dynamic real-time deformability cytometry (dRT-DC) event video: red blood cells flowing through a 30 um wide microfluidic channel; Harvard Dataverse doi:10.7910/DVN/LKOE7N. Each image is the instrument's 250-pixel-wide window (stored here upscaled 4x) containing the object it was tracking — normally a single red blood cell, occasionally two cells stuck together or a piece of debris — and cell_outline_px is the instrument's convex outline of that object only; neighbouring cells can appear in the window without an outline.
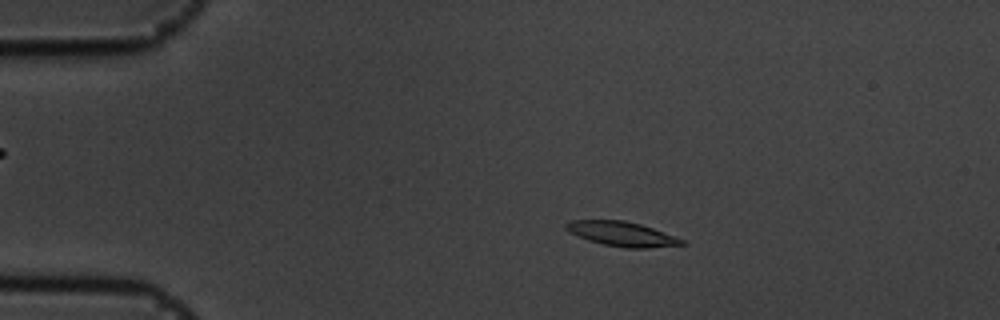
{"species": "common noctule bat (a hibernating species)", "species_latin": "Nyctalus noctula", "temperature_condition": "cold", "stored_images_in_passage": 57, "camera_frame_rate_fps": 3000, "um_per_image_px": 0.085, "animal": {"sex": "male", "body_mass_g": 19.5, "forearm_length_mm": 54.6}, "frame": {"image": 1, "passage_image": 11, "time_ms": 3.333, "image_size_px": [1000, 320], "cell_outline_px": [[688, 244], [648, 248], [624, 248], [604, 244], [588, 240], [568, 232], [564, 228], [564, 224], [572, 220], [624, 220], [640, 224], [676, 236], [684, 240]], "centroid_in_image_um": [52.86, 19.88], "position_along_channel_um": 32.1, "area_um2": 16.65}}
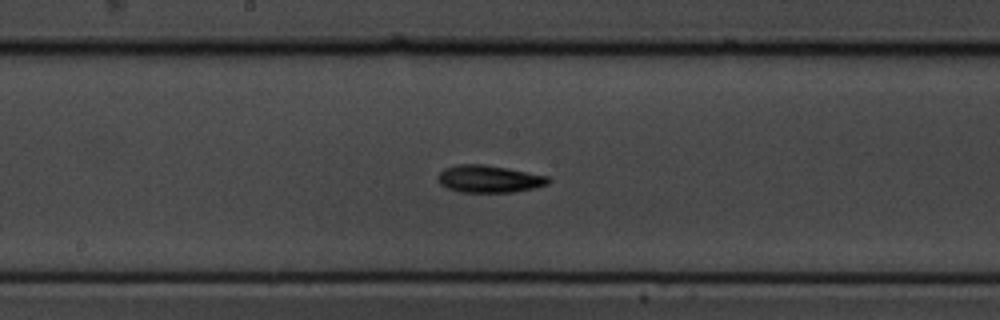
{"frame": {"image": 2, "passage_image": 30, "time_ms": 9.667, "image_size_px": [1000, 320], "cell_outline_px": [[552, 180], [548, 184], [536, 188], [512, 192], [460, 192], [448, 188], [440, 184], [436, 176], [444, 168], [456, 164], [484, 164], [508, 168], [548, 176]], "centroid_in_image_um": [41.57, 15.2], "position_along_channel_um": 206.6, "area_um2": 17.74}}
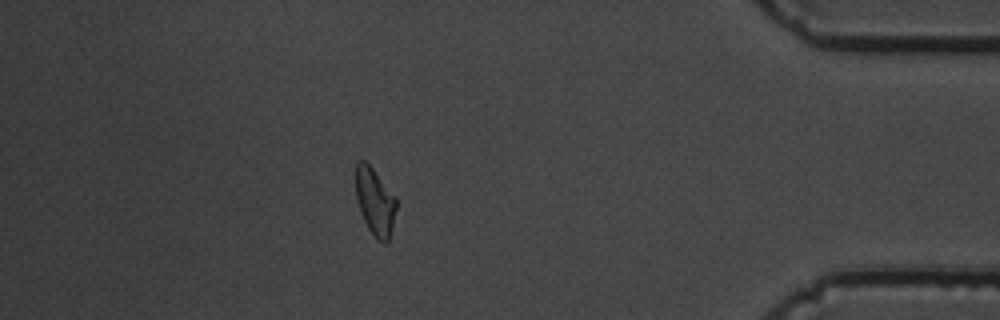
{"frame": {"image": 3, "passage_image": 50, "time_ms": 16.333, "image_size_px": [1000, 320], "cell_outline_px": [[396, 208], [392, 228], [388, 244], [384, 244], [376, 240], [368, 228], [360, 212], [356, 200], [356, 160], [364, 160], [372, 168], [396, 196]], "centroid_in_image_um": [31.87, 17.17], "position_along_channel_um": 403.3, "area_um2": 16.07}, "authors_computed_cell_mechanics": {"area_um2": 16.4152, "velocity_mm_per_s": 3.5521, "shape_relaxation_time_tau1_ms": 3.4481, "shape_relaxation_time_tau2_ms": null, "deformation_change_tau1": 0.1453, "deformation_change_tau2": null}}